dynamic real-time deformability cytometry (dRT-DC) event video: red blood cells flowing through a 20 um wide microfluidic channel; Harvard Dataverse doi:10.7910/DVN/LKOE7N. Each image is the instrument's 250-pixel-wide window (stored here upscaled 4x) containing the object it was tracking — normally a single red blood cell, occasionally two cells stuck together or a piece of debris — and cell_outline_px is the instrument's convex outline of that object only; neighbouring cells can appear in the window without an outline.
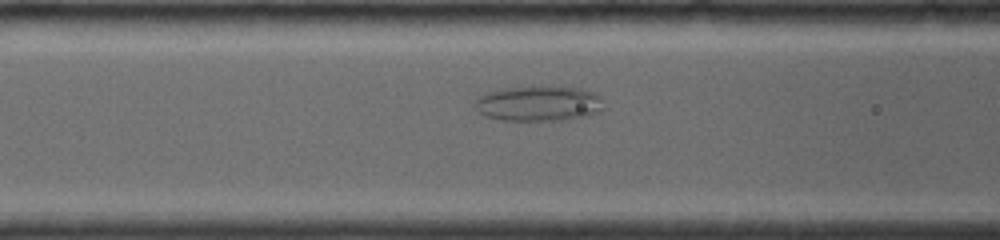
{"species": "common noctule bat (a hibernating species)", "species_latin": "Nyctalus noctula", "temperature_condition": "room temperature", "stored_images_in_passage": 54, "camera_frame_rate_fps": 4000, "um_per_image_px": 0.085, "animal": {"sex": "female", "body_mass_g": 19.0, "forearm_length_mm": 56.7}, "frame": {"image": 1, "passage_image": 14, "time_ms": 4.75, "image_size_px": [1000, 240], "cell_outline_px": [[604, 108], [600, 112], [588, 116], [568, 120], [504, 120], [484, 116], [476, 108], [476, 96], [488, 92], [504, 88], [580, 88], [592, 92], [600, 96]], "centroid_in_image_um": [45.81, 8.83], "position_along_channel_um": 120.8, "area_um2": 26.07}}
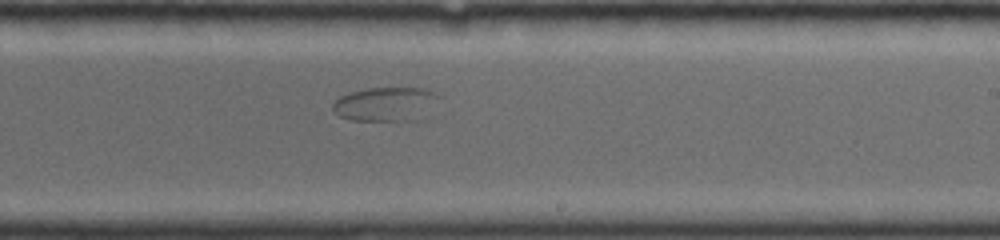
{"frame": {"image": 2, "passage_image": 25, "time_ms": 8.25, "image_size_px": [1000, 240], "cell_outline_px": [[440, 96], [420, 120], [352, 120], [340, 116], [332, 108], [332, 104], [340, 96], [352, 92], [368, 88], [424, 88], [436, 92]], "centroid_in_image_um": [32.79, 8.84], "position_along_channel_um": 256.2, "area_um2": 20.81}}
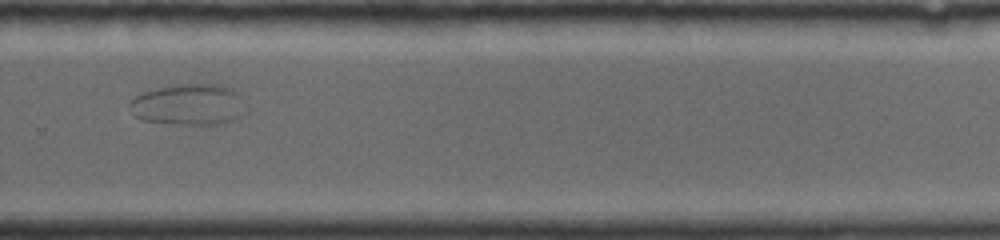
{"frame": {"image": 3, "passage_image": 33, "time_ms": 9.75, "image_size_px": [1000, 240], "cell_outline_px": [[248, 112], [224, 124], [176, 124], [140, 120], [132, 116], [128, 104], [136, 96], [144, 92], [160, 88], [180, 84], [220, 84], [232, 88], [236, 92]], "centroid_in_image_um": [16.03, 8.9], "position_along_channel_um": 313.8, "area_um2": 27.98}}